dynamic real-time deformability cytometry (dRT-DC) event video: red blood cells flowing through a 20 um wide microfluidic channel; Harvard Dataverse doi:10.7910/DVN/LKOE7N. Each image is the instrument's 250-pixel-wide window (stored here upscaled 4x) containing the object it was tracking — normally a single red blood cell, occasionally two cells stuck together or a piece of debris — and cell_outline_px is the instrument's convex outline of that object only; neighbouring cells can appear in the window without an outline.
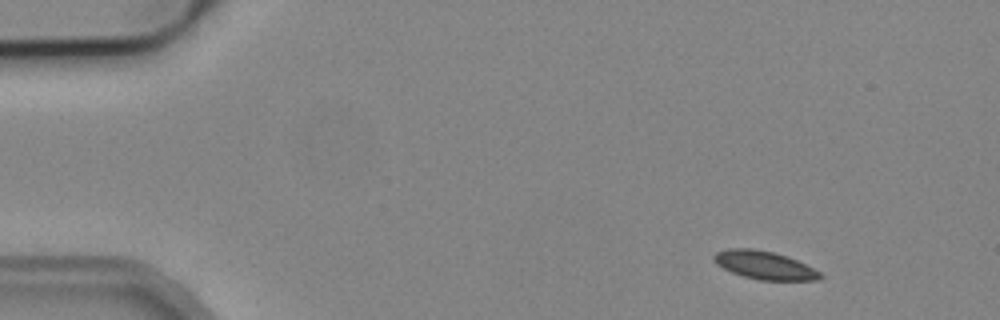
{"species": "common noctule bat (a hibernating species)", "species_latin": "Nyctalus noctula", "temperature_condition": "cold", "stored_images_in_passage": 7, "camera_frame_rate_fps": 3000, "um_per_image_px": 0.085, "animal": {"sex": "male", "body_mass_g": 19.2, "forearm_length_mm": 51.8}, "frame": {"image": 1, "passage_image": 1, "time_ms": 0.0, "image_size_px": [1000, 320], "cell_outline_px": [[824, 276], [820, 280], [760, 280], [744, 276], [732, 272], [716, 264], [712, 260], [712, 256], [716, 252], [728, 248], [752, 248], [776, 252], [788, 256], [820, 272]], "centroid_in_image_um": [64.96, 22.53], "position_along_channel_um": 20.0, "area_um2": 17.51}}
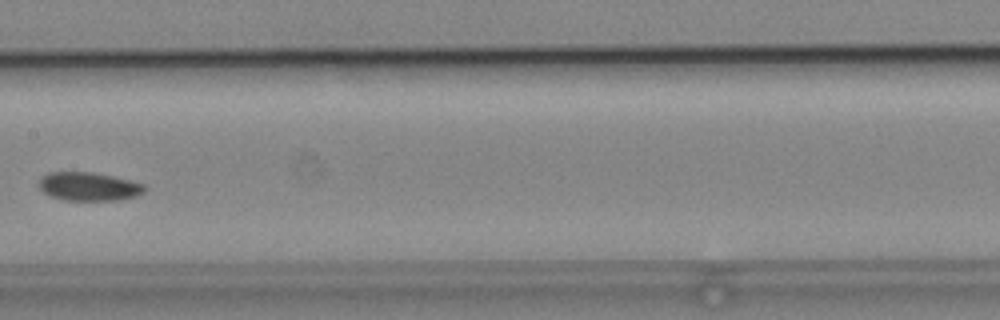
{"frame": {"image": 2, "passage_image": 6, "time_ms": 7.333, "image_size_px": [1000, 320], "cell_outline_px": [[148, 188], [144, 192], [136, 196], [120, 200], [64, 200], [52, 196], [44, 192], [40, 188], [40, 176], [48, 172], [92, 172], [112, 176], [144, 184]], "centroid_in_image_um": [7.56, 15.85], "position_along_channel_um": 199.8, "area_um2": 17.51}}
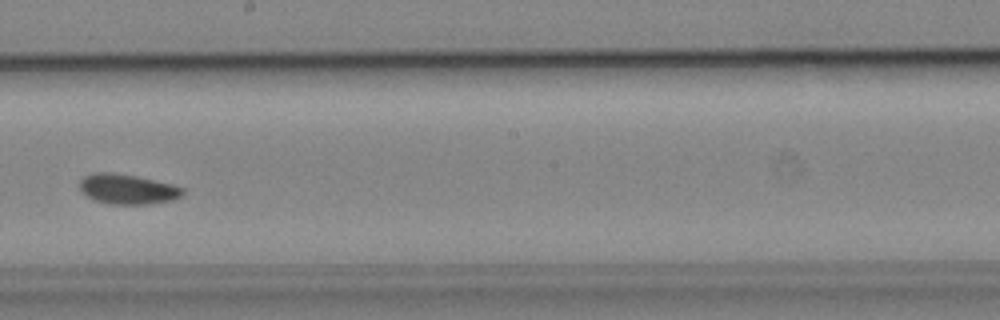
{"frame": {"image": 3, "passage_image": 7, "time_ms": 8.333, "image_size_px": [1000, 320], "cell_outline_px": [[184, 196], [172, 200], [148, 204], [108, 204], [96, 200], [80, 192], [80, 180], [84, 176], [96, 172], [112, 172], [136, 176], [172, 184], [184, 188]], "centroid_in_image_um": [10.85, 16.07], "position_along_channel_um": 237.3, "area_um2": 18.09}}